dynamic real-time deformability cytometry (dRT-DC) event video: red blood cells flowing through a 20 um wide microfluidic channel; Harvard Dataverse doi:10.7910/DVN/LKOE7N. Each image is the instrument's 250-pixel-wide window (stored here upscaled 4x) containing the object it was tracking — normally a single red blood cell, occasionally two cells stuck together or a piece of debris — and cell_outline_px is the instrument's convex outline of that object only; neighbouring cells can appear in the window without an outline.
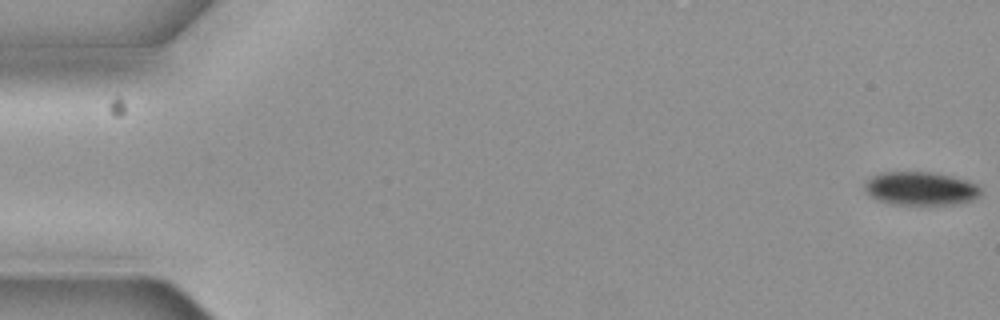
{"species": "common noctule bat (a hibernating species)", "species_latin": "Nyctalus noctula", "temperature_condition": "cold", "stored_images_in_passage": 5, "camera_frame_rate_fps": 3000, "um_per_image_px": 0.085, "animal": {"sex": "female", "body_mass_g": 19.3, "forearm_length_mm": 54.1}, "frame": {"image": 1, "passage_image": 1, "time_ms": 0.0, "image_size_px": [1000, 320], "cell_outline_px": [[980, 196], [976, 200], [956, 204], [920, 208], [892, 204], [876, 200], [868, 192], [864, 184], [872, 176], [880, 172], [936, 172], [968, 180], [976, 184], [980, 188]], "centroid_in_image_um": [78.31, 16.08], "position_along_channel_um": 6.7, "area_um2": 23.64}}
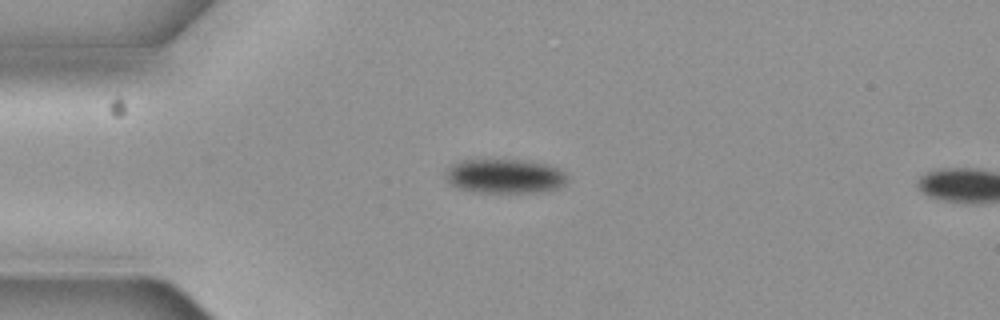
{"frame": {"image": 2, "passage_image": 4, "time_ms": 1.0, "image_size_px": [1000, 320], "cell_outline_px": [[568, 180], [560, 188], [540, 192], [476, 192], [456, 188], [448, 184], [444, 180], [444, 172], [452, 164], [460, 160], [524, 160], [548, 164], [560, 168], [568, 176]], "centroid_in_image_um": [42.88, 14.97], "position_along_channel_um": 42.1, "area_um2": 24.85}}